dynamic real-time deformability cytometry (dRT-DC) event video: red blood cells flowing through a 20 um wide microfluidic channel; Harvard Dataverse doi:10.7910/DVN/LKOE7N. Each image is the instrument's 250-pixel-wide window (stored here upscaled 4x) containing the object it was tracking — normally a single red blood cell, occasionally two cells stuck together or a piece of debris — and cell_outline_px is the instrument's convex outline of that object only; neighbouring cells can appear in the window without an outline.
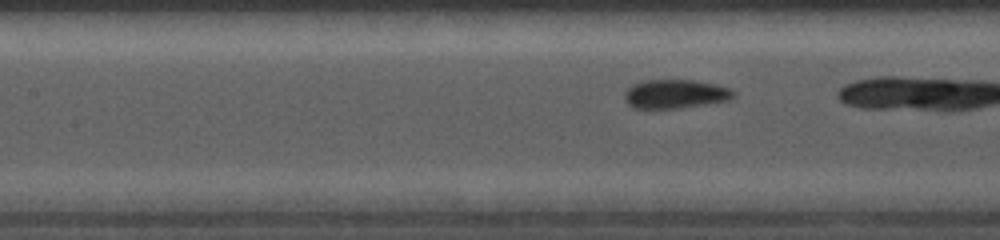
{"species": "common noctule bat (a hibernating species)", "species_latin": "Nyctalus noctula", "temperature_condition": "cold", "stored_images_in_passage": 10, "camera_frame_rate_fps": 5000, "um_per_image_px": 0.085, "animal": {"sex": "female", "body_mass_g": 19.0, "forearm_length_mm": 56.7}, "frame": {"image": 1, "passage_image": 6, "time_ms": 1.6, "image_size_px": [1000, 240], "cell_outline_px": [[736, 96], [728, 100], [680, 108], [632, 108], [624, 100], [624, 92], [632, 84], [644, 80], [692, 80], [716, 84], [732, 88], [736, 92]], "centroid_in_image_um": [57.4, 7.98], "position_along_channel_um": 150.0, "area_um2": 18.5}}